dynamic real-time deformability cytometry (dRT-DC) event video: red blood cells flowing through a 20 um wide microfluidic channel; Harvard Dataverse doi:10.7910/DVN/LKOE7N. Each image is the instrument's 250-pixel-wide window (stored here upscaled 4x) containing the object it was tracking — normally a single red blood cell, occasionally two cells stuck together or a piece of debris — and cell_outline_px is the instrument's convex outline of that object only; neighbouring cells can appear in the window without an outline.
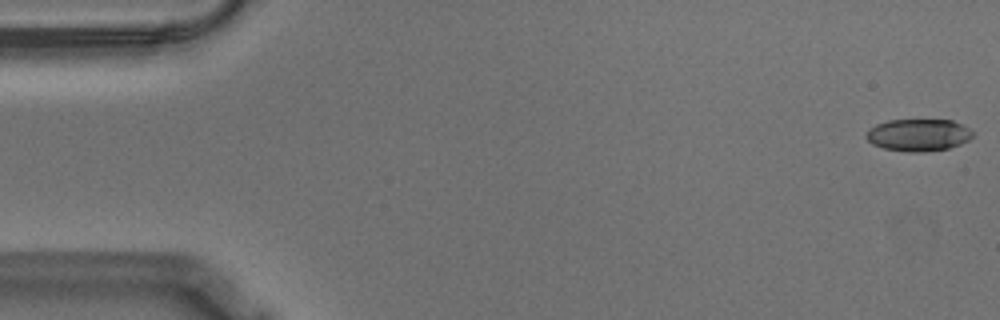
{"species": "Egyptian fruit bat (a non-hibernating species)", "species_latin": "Rousettus aegyptiacus", "temperature_condition": "warm", "stored_images_in_passage": 54, "camera_frame_rate_fps": 3000, "um_per_image_px": 0.085, "animal": {"sex": "male"}, "frame": {"image": 1, "passage_image": 1, "time_ms": 0.0, "image_size_px": [1000, 320], "cell_outline_px": [[972, 136], [968, 140], [960, 144], [948, 148], [924, 152], [908, 152], [884, 148], [872, 144], [864, 136], [868, 128], [876, 124], [888, 120], [952, 120], [968, 128], [972, 132]], "centroid_in_image_um": [78.01, 11.47], "position_along_channel_um": 7.0, "area_um2": 19.94}}
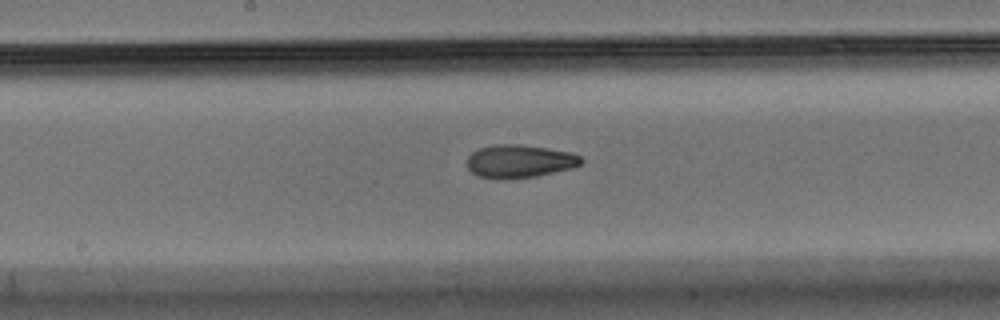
{"frame": {"image": 2, "passage_image": 29, "time_ms": 9.333, "image_size_px": [1000, 320], "cell_outline_px": [[584, 160], [576, 168], [536, 176], [504, 180], [496, 180], [480, 176], [472, 172], [468, 168], [468, 156], [472, 152], [480, 148], [496, 144], [520, 144], [572, 152], [580, 156]], "centroid_in_image_um": [44.19, 13.72], "position_along_channel_um": 204.0, "area_um2": 22.25}}
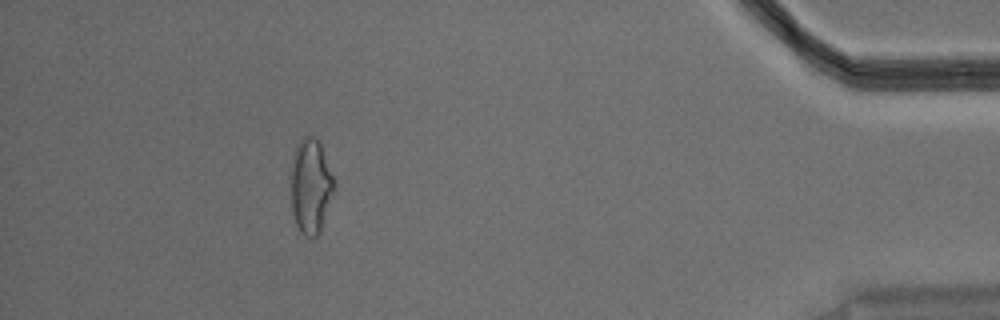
{"frame": {"image": 3, "passage_image": 51, "time_ms": 16.667, "image_size_px": [1000, 320], "cell_outline_px": [[336, 188], [320, 232], [316, 236], [304, 236], [300, 232], [296, 224], [292, 212], [288, 184], [288, 172], [292, 156], [296, 144], [304, 136], [316, 136], [320, 140], [336, 184]], "centroid_in_image_um": [26.37, 15.77], "position_along_channel_um": 408.8, "area_um2": 25.2}}